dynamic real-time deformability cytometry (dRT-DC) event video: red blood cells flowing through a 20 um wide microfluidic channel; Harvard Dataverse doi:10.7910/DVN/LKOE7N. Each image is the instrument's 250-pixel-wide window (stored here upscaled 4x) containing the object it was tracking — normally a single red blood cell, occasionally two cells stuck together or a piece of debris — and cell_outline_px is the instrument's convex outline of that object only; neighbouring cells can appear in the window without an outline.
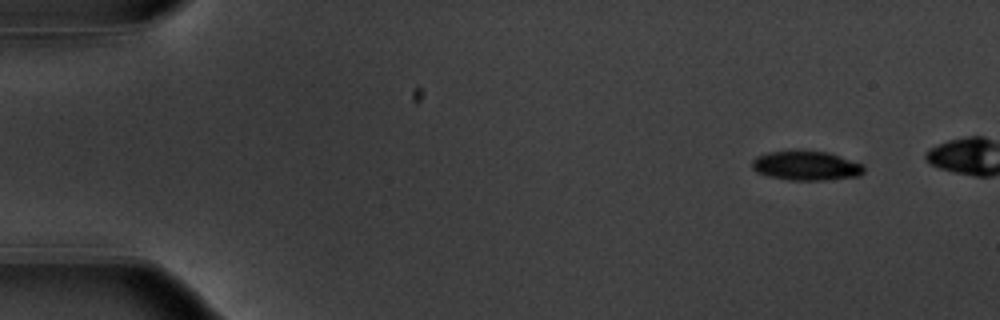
{"species": "common noctule bat (a hibernating species)", "species_latin": "Nyctalus noctula", "temperature_condition": "warm", "stored_images_in_passage": 45, "camera_frame_rate_fps": 3000, "um_per_image_px": 0.085, "animal": {"sex": "male", "body_mass_g": 20.1, "forearm_length_mm": 53.5}, "frame": {"image": 1, "passage_image": 1, "time_ms": 0.0, "image_size_px": [1000, 320], "cell_outline_px": [[864, 172], [860, 176], [824, 180], [788, 180], [768, 176], [756, 172], [752, 168], [752, 160], [756, 156], [768, 152], [796, 148], [800, 148], [828, 152], [864, 164]], "centroid_in_image_um": [68.51, 14.05], "position_along_channel_um": 16.5, "area_um2": 19.88}}
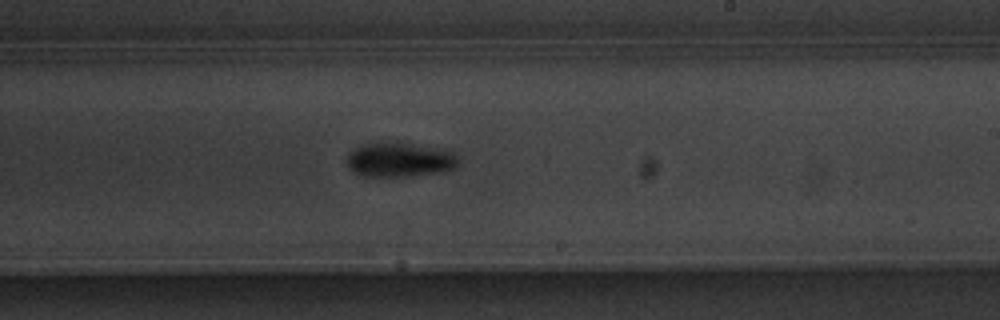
{"frame": {"image": 2, "passage_image": 29, "time_ms": 9.333, "image_size_px": [1000, 320], "cell_outline_px": [[456, 168], [436, 172], [404, 176], [364, 176], [352, 172], [348, 168], [348, 152], [360, 144], [380, 140], [400, 140], [452, 152], [456, 156]], "centroid_in_image_um": [33.86, 13.52], "position_along_channel_um": 255.1, "area_um2": 22.77}}
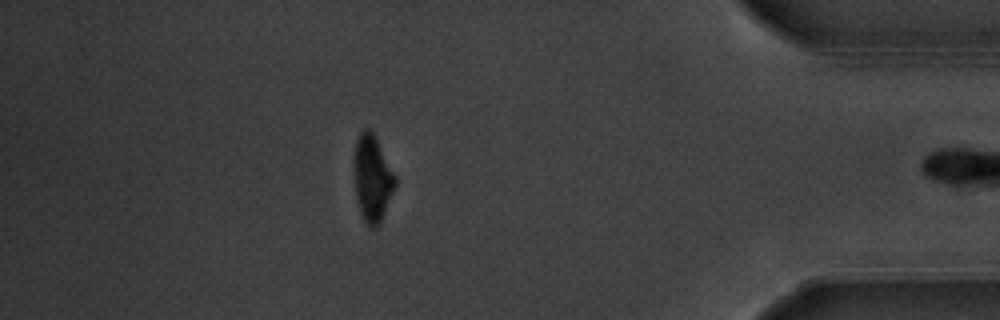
{"frame": {"image": 3, "passage_image": 44, "time_ms": 14.333, "image_size_px": [1000, 320], "cell_outline_px": [[396, 184], [380, 224], [376, 228], [372, 228], [364, 220], [360, 212], [356, 200], [352, 168], [352, 164], [356, 140], [360, 132], [364, 128], [368, 128], [376, 136], [396, 176]], "centroid_in_image_um": [31.62, 15.13], "position_along_channel_um": 403.6, "area_um2": 21.21}}